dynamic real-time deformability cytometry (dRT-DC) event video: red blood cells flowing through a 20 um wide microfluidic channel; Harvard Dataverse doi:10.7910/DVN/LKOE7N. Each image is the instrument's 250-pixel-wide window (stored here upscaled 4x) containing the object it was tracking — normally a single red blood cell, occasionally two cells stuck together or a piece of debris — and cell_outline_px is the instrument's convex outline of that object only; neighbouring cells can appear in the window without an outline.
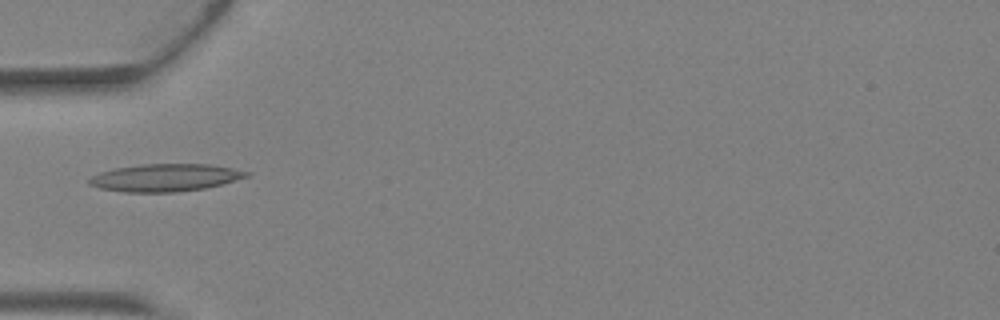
{"species": "Egyptian fruit bat (a non-hibernating species)", "species_latin": "Rousettus aegyptiacus", "temperature_condition": "warm", "stored_images_in_passage": 1, "camera_frame_rate_fps": 3000, "um_per_image_px": 0.085, "animal": {"sex": "female"}, "frame": {"image": 1, "passage_image": 1, "time_ms": 0.0, "image_size_px": [1000, 320], "cell_outline_px": [[252, 172], [248, 176], [220, 184], [204, 188], [176, 192], [124, 192], [100, 188], [88, 184], [88, 180], [92, 176], [100, 172], [112, 168], [140, 164], [208, 164], [232, 168]], "centroid_in_image_um": [14.0, 15.09], "position_along_channel_um": 71.0, "area_um2": 25.14}}